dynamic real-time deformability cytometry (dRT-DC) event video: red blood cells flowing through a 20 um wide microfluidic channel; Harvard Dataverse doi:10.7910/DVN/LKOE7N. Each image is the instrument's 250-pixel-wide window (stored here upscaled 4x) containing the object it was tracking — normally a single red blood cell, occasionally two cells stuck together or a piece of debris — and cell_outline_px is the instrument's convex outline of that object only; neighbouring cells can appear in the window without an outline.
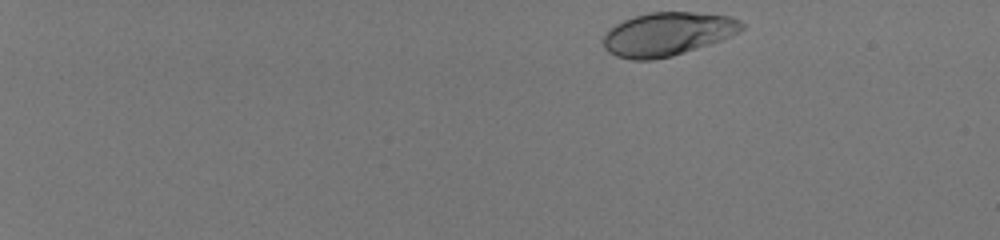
{"species": "human", "species_latin": "Homo sapiens", "temperature_condition": "room temperature", "stored_images_in_passage": 46, "camera_frame_rate_fps": 3000, "um_per_image_px": 0.085, "donor": {"sex": "male"}, "frame": {"image": 1, "passage_image": 1, "time_ms": 0.0, "image_size_px": [1000, 240], "cell_outline_px": [[744, 28], [740, 32], [720, 40], [672, 56], [652, 60], [632, 60], [616, 56], [608, 52], [604, 48], [604, 32], [608, 28], [624, 20], [648, 12], [692, 12], [732, 16], [740, 20], [744, 24]], "centroid_in_image_um": [56.72, 2.89], "position_along_channel_um": 28.3, "area_um2": 35.08}}
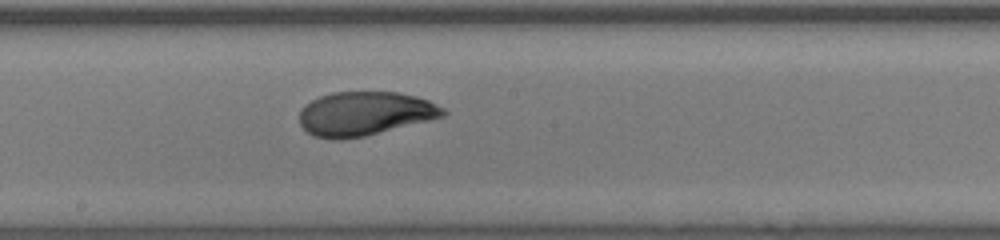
{"frame": {"image": 2, "passage_image": 27, "time_ms": 8.667, "image_size_px": [1000, 240], "cell_outline_px": [[448, 112], [444, 116], [364, 136], [340, 140], [332, 140], [312, 136], [300, 124], [300, 108], [304, 104], [320, 96], [332, 92], [396, 92], [416, 96], [428, 100], [444, 108]], "centroid_in_image_um": [30.97, 9.66], "position_along_channel_um": 217.2, "area_um2": 36.76}}
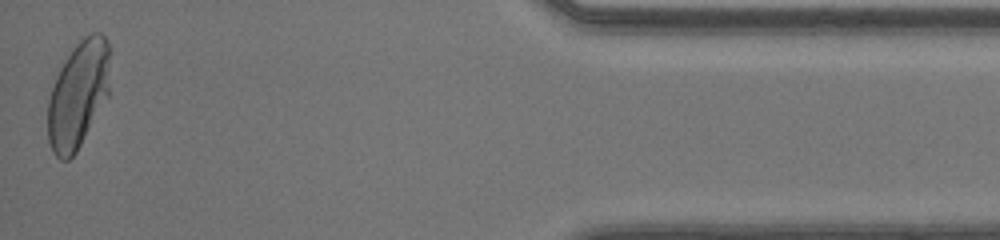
{"frame": {"image": 3, "passage_image": 46, "time_ms": 15.0, "image_size_px": [1000, 240], "cell_outline_px": [[112, 48], [108, 96], [76, 152], [68, 160], [60, 160], [52, 152], [48, 140], [48, 100], [56, 76], [60, 68], [72, 48], [84, 36], [92, 32], [100, 32], [104, 36]], "centroid_in_image_um": [6.68, 7.99], "position_along_channel_um": 428.5, "area_um2": 39.19}, "authors_computed_cell_mechanics": {"area_um2": 36.6163, "velocity_mm_per_s": 4.1273, "shape_relaxation_time_tau1_ms": 4.042, "shape_relaxation_time_tau2_ms": null, "deformation_change_tau1": 0.1892, "deformation_change_tau2": null}}